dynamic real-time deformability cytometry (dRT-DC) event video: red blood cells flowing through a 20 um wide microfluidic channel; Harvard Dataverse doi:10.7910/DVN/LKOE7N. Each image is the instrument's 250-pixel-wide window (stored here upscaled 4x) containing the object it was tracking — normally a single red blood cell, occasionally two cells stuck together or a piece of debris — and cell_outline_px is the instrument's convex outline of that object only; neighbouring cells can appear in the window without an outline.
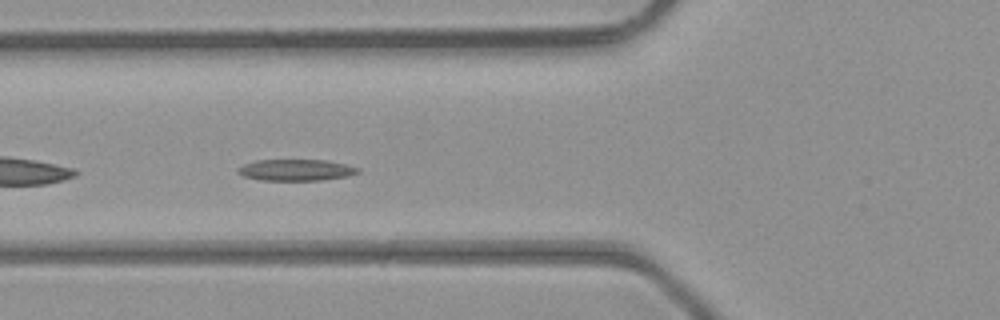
{"species": "common noctule bat (a hibernating species)", "species_latin": "Nyctalus noctula", "temperature_condition": "room temperature", "stored_images_in_passage": 42, "camera_frame_rate_fps": 3000, "um_per_image_px": 0.085, "animal": {"sex": "male", "body_mass_g": 23.1, "forearm_length_mm": 52.7}, "frame": {"image": 1, "passage_image": 13, "time_ms": 4.0, "image_size_px": [1000, 320], "cell_outline_px": [[360, 172], [348, 176], [320, 180], [260, 180], [244, 176], [236, 172], [236, 168], [244, 164], [256, 160], [328, 160], [360, 168]], "centroid_in_image_um": [25.14, 14.45], "position_along_channel_um": 100.7, "area_um2": 14.97}}
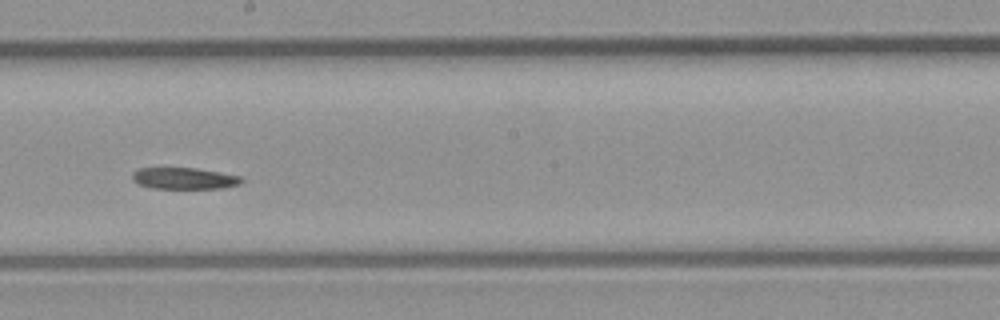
{"frame": {"image": 2, "passage_image": 22, "time_ms": 7.0, "image_size_px": [1000, 320], "cell_outline_px": [[244, 180], [240, 184], [224, 188], [152, 188], [140, 184], [132, 180], [132, 172], [140, 168], [196, 168], [220, 172], [240, 176]], "centroid_in_image_um": [15.67, 15.16], "position_along_channel_um": 232.5, "area_um2": 13.64}}
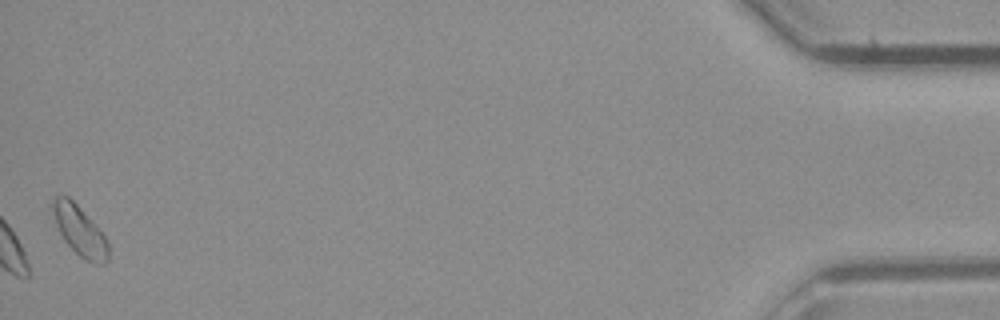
{"frame": {"image": 3, "passage_image": 42, "time_ms": 13.667, "image_size_px": [1000, 320], "cell_outline_px": [[108, 260], [104, 264], [96, 264], [84, 260], [64, 240], [56, 224], [52, 208], [52, 200], [56, 196], [68, 196], [76, 204], [104, 236], [108, 244]], "centroid_in_image_um": [6.77, 19.64], "position_along_channel_um": 428.4, "area_um2": 15.61}}